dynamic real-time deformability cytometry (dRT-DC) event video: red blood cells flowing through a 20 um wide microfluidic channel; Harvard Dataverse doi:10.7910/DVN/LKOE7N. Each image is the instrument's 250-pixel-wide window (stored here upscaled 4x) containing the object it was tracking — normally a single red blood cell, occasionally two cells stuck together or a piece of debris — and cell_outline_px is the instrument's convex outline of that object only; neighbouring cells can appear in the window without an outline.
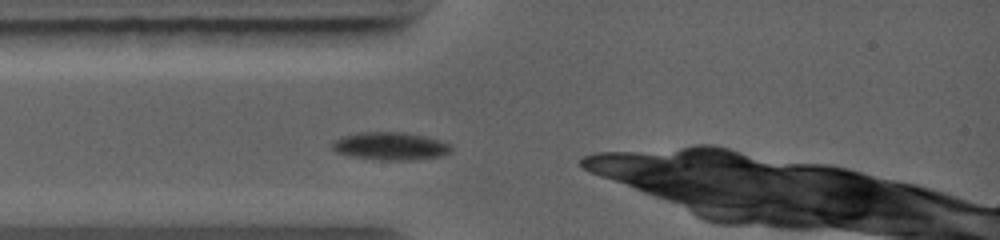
{"species": "common noctule bat (a hibernating species)", "species_latin": "Nyctalus noctula", "temperature_condition": "warm", "stored_images_in_passage": 1, "camera_frame_rate_fps": 5000, "um_per_image_px": 0.085, "animal": {"sex": "female", "body_mass_g": 19.0, "forearm_length_mm": 56.7}, "frame": {"image": 1, "passage_image": 1, "time_ms": 0.0, "image_size_px": [1000, 240], "cell_outline_px": [[452, 148], [444, 156], [408, 160], [380, 160], [352, 156], [336, 152], [332, 148], [332, 140], [356, 132], [404, 132], [424, 136], [440, 140], [448, 144]], "centroid_in_image_um": [33.16, 12.41], "position_along_channel_um": 51.8, "area_um2": 19.25}}